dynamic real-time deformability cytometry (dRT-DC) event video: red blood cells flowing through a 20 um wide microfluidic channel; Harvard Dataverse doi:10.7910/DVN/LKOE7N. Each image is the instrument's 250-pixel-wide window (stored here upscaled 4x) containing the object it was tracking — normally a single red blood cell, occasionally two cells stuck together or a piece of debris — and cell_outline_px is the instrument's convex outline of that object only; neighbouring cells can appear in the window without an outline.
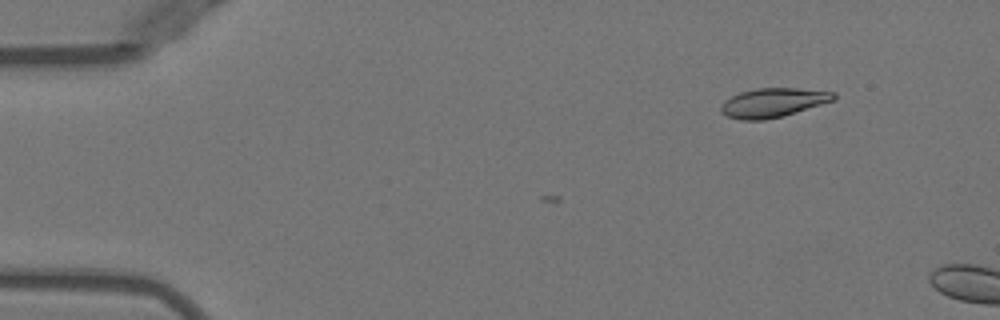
{"species": "Egyptian fruit bat (a non-hibernating species)", "species_latin": "Rousettus aegyptiacus", "temperature_condition": "warm", "stored_images_in_passage": 5, "camera_frame_rate_fps": 3000, "um_per_image_px": 0.085, "animal": {"sex": "female"}, "frame": {"image": 1, "passage_image": 2, "time_ms": 0.333, "image_size_px": [1000, 320], "cell_outline_px": [[836, 100], [784, 116], [764, 120], [744, 120], [728, 116], [720, 112], [720, 108], [724, 100], [740, 92], [756, 88], [796, 88], [836, 92]], "centroid_in_image_um": [65.74, 8.72], "position_along_channel_um": 19.3, "area_um2": 19.25}}